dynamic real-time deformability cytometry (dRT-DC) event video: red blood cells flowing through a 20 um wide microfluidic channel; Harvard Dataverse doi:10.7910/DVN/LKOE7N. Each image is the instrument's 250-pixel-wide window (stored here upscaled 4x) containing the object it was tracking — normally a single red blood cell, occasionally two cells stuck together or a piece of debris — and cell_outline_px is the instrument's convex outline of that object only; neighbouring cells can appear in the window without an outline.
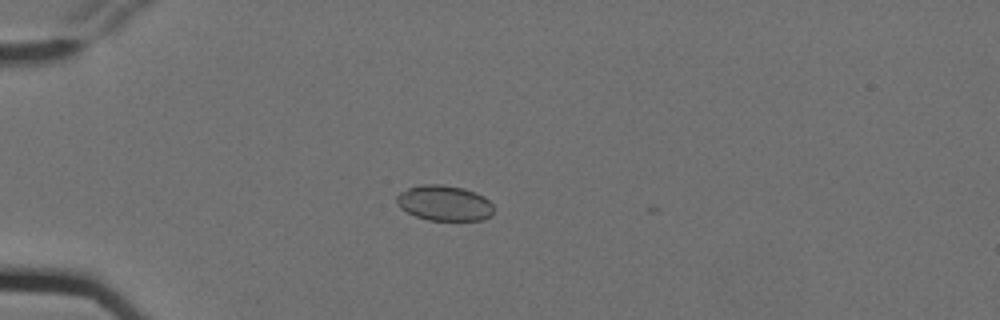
{"species": "Egyptian fruit bat (a non-hibernating species)", "species_latin": "Rousettus aegyptiacus", "temperature_condition": "cold", "stored_images_in_passage": 7, "camera_frame_rate_fps": 3000, "um_per_image_px": 0.085, "animal": {"sex": "female"}, "frame": {"image": 1, "passage_image": 5, "time_ms": 1.333, "image_size_px": [1000, 320], "cell_outline_px": [[492, 216], [480, 220], [428, 220], [416, 216], [400, 208], [396, 204], [396, 196], [400, 192], [408, 188], [424, 184], [444, 184], [464, 188], [476, 192], [484, 196], [492, 204]], "centroid_in_image_um": [37.76, 17.25], "position_along_channel_um": 47.2, "area_um2": 20.11}}